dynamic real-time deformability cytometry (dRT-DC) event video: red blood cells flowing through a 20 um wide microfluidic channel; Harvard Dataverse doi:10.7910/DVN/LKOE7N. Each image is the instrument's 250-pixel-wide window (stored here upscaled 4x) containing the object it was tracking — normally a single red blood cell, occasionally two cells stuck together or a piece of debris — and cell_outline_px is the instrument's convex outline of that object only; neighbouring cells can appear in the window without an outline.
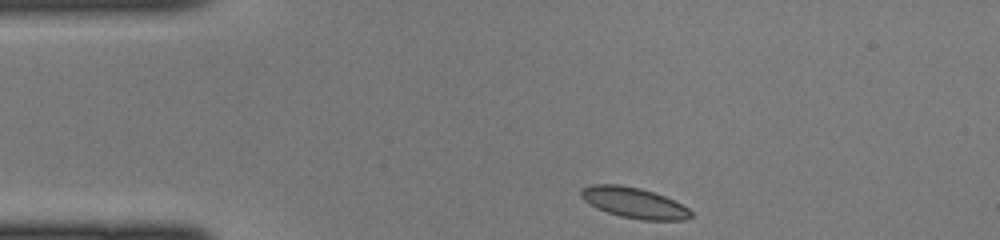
{"species": "common noctule bat (a hibernating species)", "species_latin": "Nyctalus noctula", "temperature_condition": "cold", "stored_images_in_passage": 38, "camera_frame_rate_fps": 3000, "um_per_image_px": 0.085, "animal": {"sex": "female", "body_mass_g": 22.0, "forearm_length_mm": 56.7}, "frame": {"image": 1, "passage_image": 1, "time_ms": 0.0, "image_size_px": [1000, 240], "cell_outline_px": [[692, 216], [684, 220], [644, 220], [620, 216], [596, 208], [584, 200], [580, 196], [580, 188], [592, 184], [620, 184], [640, 188], [664, 196], [688, 208], [692, 212]], "centroid_in_image_um": [53.85, 17.23], "position_along_channel_um": 31.1, "area_um2": 19.54}}
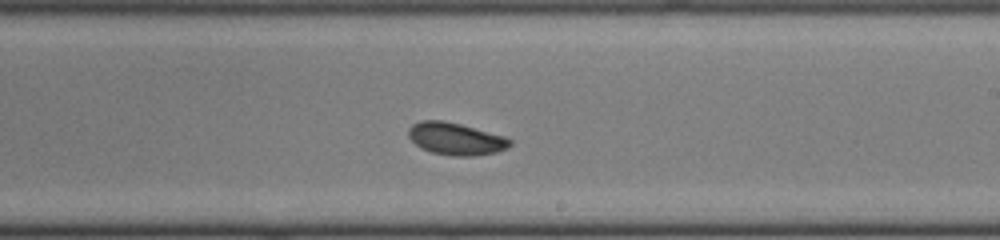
{"frame": {"image": 2, "passage_image": 19, "time_ms": 6.0, "image_size_px": [1000, 240], "cell_outline_px": [[512, 144], [508, 148], [496, 152], [472, 156], [452, 156], [432, 152], [420, 148], [408, 136], [408, 128], [412, 124], [420, 120], [444, 120], [460, 124], [504, 136], [512, 140]], "centroid_in_image_um": [38.73, 11.79], "position_along_channel_um": 250.3, "area_um2": 19.13}}
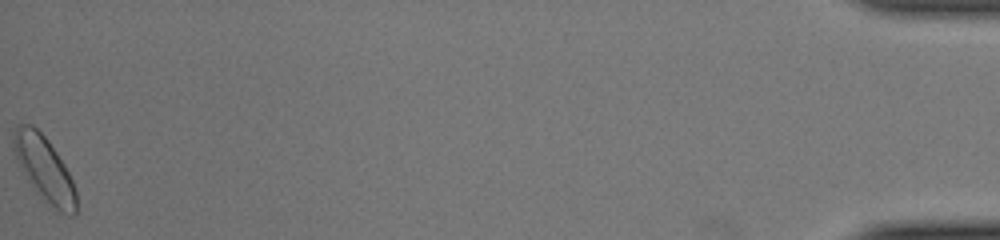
{"frame": {"image": 3, "passage_image": 38, "time_ms": 12.333, "image_size_px": [1000, 240], "cell_outline_px": [[76, 216], [68, 216], [48, 208], [44, 204], [28, 180], [16, 156], [12, 140], [16, 128], [20, 124], [32, 124], [48, 140], [64, 164], [72, 180], [76, 192]], "centroid_in_image_um": [3.81, 14.45], "position_along_channel_um": 431.4, "area_um2": 23.7}}